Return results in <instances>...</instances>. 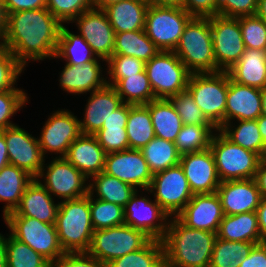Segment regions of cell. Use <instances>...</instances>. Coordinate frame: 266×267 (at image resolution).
<instances>
[{
    "mask_svg": "<svg viewBox=\"0 0 266 267\" xmlns=\"http://www.w3.org/2000/svg\"><path fill=\"white\" fill-rule=\"evenodd\" d=\"M254 180L262 197H266V156L261 158Z\"/></svg>",
    "mask_w": 266,
    "mask_h": 267,
    "instance_id": "680465c9",
    "label": "cell"
},
{
    "mask_svg": "<svg viewBox=\"0 0 266 267\" xmlns=\"http://www.w3.org/2000/svg\"><path fill=\"white\" fill-rule=\"evenodd\" d=\"M216 72L227 71L236 64L246 47L243 42L239 17L214 15L209 17Z\"/></svg>",
    "mask_w": 266,
    "mask_h": 267,
    "instance_id": "4fadbf2b",
    "label": "cell"
},
{
    "mask_svg": "<svg viewBox=\"0 0 266 267\" xmlns=\"http://www.w3.org/2000/svg\"><path fill=\"white\" fill-rule=\"evenodd\" d=\"M55 58H61L67 64L82 66L95 60L97 56L80 34L71 33L62 24Z\"/></svg>",
    "mask_w": 266,
    "mask_h": 267,
    "instance_id": "e575fe53",
    "label": "cell"
},
{
    "mask_svg": "<svg viewBox=\"0 0 266 267\" xmlns=\"http://www.w3.org/2000/svg\"><path fill=\"white\" fill-rule=\"evenodd\" d=\"M256 243L216 238L209 267H239Z\"/></svg>",
    "mask_w": 266,
    "mask_h": 267,
    "instance_id": "f35d334b",
    "label": "cell"
},
{
    "mask_svg": "<svg viewBox=\"0 0 266 267\" xmlns=\"http://www.w3.org/2000/svg\"><path fill=\"white\" fill-rule=\"evenodd\" d=\"M49 163L48 165H43L36 179L51 196H57L64 201L77 199L89 194V182H87L89 179L65 157H55ZM41 178L44 179V184L40 180Z\"/></svg>",
    "mask_w": 266,
    "mask_h": 267,
    "instance_id": "8fae6325",
    "label": "cell"
},
{
    "mask_svg": "<svg viewBox=\"0 0 266 267\" xmlns=\"http://www.w3.org/2000/svg\"><path fill=\"white\" fill-rule=\"evenodd\" d=\"M164 258L161 240L152 239L145 247L116 258L104 267H158Z\"/></svg>",
    "mask_w": 266,
    "mask_h": 267,
    "instance_id": "ab89813d",
    "label": "cell"
},
{
    "mask_svg": "<svg viewBox=\"0 0 266 267\" xmlns=\"http://www.w3.org/2000/svg\"><path fill=\"white\" fill-rule=\"evenodd\" d=\"M258 226L261 235L262 243H266V197H262L259 206L257 207Z\"/></svg>",
    "mask_w": 266,
    "mask_h": 267,
    "instance_id": "91938a15",
    "label": "cell"
},
{
    "mask_svg": "<svg viewBox=\"0 0 266 267\" xmlns=\"http://www.w3.org/2000/svg\"><path fill=\"white\" fill-rule=\"evenodd\" d=\"M90 179L89 194L92 197H97V199L115 203L122 207L126 206L127 202L137 190L131 185L104 172L96 174Z\"/></svg>",
    "mask_w": 266,
    "mask_h": 267,
    "instance_id": "d6a6232c",
    "label": "cell"
},
{
    "mask_svg": "<svg viewBox=\"0 0 266 267\" xmlns=\"http://www.w3.org/2000/svg\"><path fill=\"white\" fill-rule=\"evenodd\" d=\"M181 7L192 17L209 18L218 15V0H183Z\"/></svg>",
    "mask_w": 266,
    "mask_h": 267,
    "instance_id": "db71d44e",
    "label": "cell"
},
{
    "mask_svg": "<svg viewBox=\"0 0 266 267\" xmlns=\"http://www.w3.org/2000/svg\"><path fill=\"white\" fill-rule=\"evenodd\" d=\"M80 35L90 45L93 53L107 61L113 55L115 32L103 9L91 8L76 17Z\"/></svg>",
    "mask_w": 266,
    "mask_h": 267,
    "instance_id": "ac0fdd59",
    "label": "cell"
},
{
    "mask_svg": "<svg viewBox=\"0 0 266 267\" xmlns=\"http://www.w3.org/2000/svg\"><path fill=\"white\" fill-rule=\"evenodd\" d=\"M84 109L83 121L80 119L81 133L94 135L103 126L105 120L122 104V98L117 94L115 88L106 85L90 93Z\"/></svg>",
    "mask_w": 266,
    "mask_h": 267,
    "instance_id": "603a6c76",
    "label": "cell"
},
{
    "mask_svg": "<svg viewBox=\"0 0 266 267\" xmlns=\"http://www.w3.org/2000/svg\"><path fill=\"white\" fill-rule=\"evenodd\" d=\"M209 148L221 182L255 177L261 160L257 153L232 143L219 130L213 134Z\"/></svg>",
    "mask_w": 266,
    "mask_h": 267,
    "instance_id": "8992f818",
    "label": "cell"
},
{
    "mask_svg": "<svg viewBox=\"0 0 266 267\" xmlns=\"http://www.w3.org/2000/svg\"><path fill=\"white\" fill-rule=\"evenodd\" d=\"M50 267H104L95 257L87 252L64 253Z\"/></svg>",
    "mask_w": 266,
    "mask_h": 267,
    "instance_id": "f5cc1de1",
    "label": "cell"
},
{
    "mask_svg": "<svg viewBox=\"0 0 266 267\" xmlns=\"http://www.w3.org/2000/svg\"><path fill=\"white\" fill-rule=\"evenodd\" d=\"M216 193L224 215L256 212L262 199L254 178L223 181Z\"/></svg>",
    "mask_w": 266,
    "mask_h": 267,
    "instance_id": "44dd1931",
    "label": "cell"
},
{
    "mask_svg": "<svg viewBox=\"0 0 266 267\" xmlns=\"http://www.w3.org/2000/svg\"><path fill=\"white\" fill-rule=\"evenodd\" d=\"M103 172L114 176L139 190H147L153 174L140 149L108 153L105 156Z\"/></svg>",
    "mask_w": 266,
    "mask_h": 267,
    "instance_id": "2e32d148",
    "label": "cell"
},
{
    "mask_svg": "<svg viewBox=\"0 0 266 267\" xmlns=\"http://www.w3.org/2000/svg\"><path fill=\"white\" fill-rule=\"evenodd\" d=\"M79 121L77 116L65 109L54 111L48 117L38 138L44 157L46 153L66 156L71 143L82 134Z\"/></svg>",
    "mask_w": 266,
    "mask_h": 267,
    "instance_id": "5bb4252c",
    "label": "cell"
},
{
    "mask_svg": "<svg viewBox=\"0 0 266 267\" xmlns=\"http://www.w3.org/2000/svg\"><path fill=\"white\" fill-rule=\"evenodd\" d=\"M262 112L261 89L241 85L228 75L225 124L237 120H257Z\"/></svg>",
    "mask_w": 266,
    "mask_h": 267,
    "instance_id": "7402d4cb",
    "label": "cell"
},
{
    "mask_svg": "<svg viewBox=\"0 0 266 267\" xmlns=\"http://www.w3.org/2000/svg\"><path fill=\"white\" fill-rule=\"evenodd\" d=\"M101 58L86 63L82 66L72 64H65L64 69L61 71L59 86L63 91L70 94H84L93 92L107 85L106 78L102 77L103 69L99 62Z\"/></svg>",
    "mask_w": 266,
    "mask_h": 267,
    "instance_id": "d4e9b609",
    "label": "cell"
},
{
    "mask_svg": "<svg viewBox=\"0 0 266 267\" xmlns=\"http://www.w3.org/2000/svg\"><path fill=\"white\" fill-rule=\"evenodd\" d=\"M187 90L206 118L219 130L225 124L227 71L191 74Z\"/></svg>",
    "mask_w": 266,
    "mask_h": 267,
    "instance_id": "5b68a950",
    "label": "cell"
},
{
    "mask_svg": "<svg viewBox=\"0 0 266 267\" xmlns=\"http://www.w3.org/2000/svg\"><path fill=\"white\" fill-rule=\"evenodd\" d=\"M2 218L14 238L27 244L50 263L65 253L60 245L55 224H48L25 216Z\"/></svg>",
    "mask_w": 266,
    "mask_h": 267,
    "instance_id": "ba28073f",
    "label": "cell"
},
{
    "mask_svg": "<svg viewBox=\"0 0 266 267\" xmlns=\"http://www.w3.org/2000/svg\"><path fill=\"white\" fill-rule=\"evenodd\" d=\"M6 236L0 233V267H6Z\"/></svg>",
    "mask_w": 266,
    "mask_h": 267,
    "instance_id": "be15d7a7",
    "label": "cell"
},
{
    "mask_svg": "<svg viewBox=\"0 0 266 267\" xmlns=\"http://www.w3.org/2000/svg\"><path fill=\"white\" fill-rule=\"evenodd\" d=\"M158 267H182V266H178L173 264L172 262H170L169 260H167L165 257L160 261L159 266Z\"/></svg>",
    "mask_w": 266,
    "mask_h": 267,
    "instance_id": "2644e50d",
    "label": "cell"
},
{
    "mask_svg": "<svg viewBox=\"0 0 266 267\" xmlns=\"http://www.w3.org/2000/svg\"><path fill=\"white\" fill-rule=\"evenodd\" d=\"M6 29V13L0 0V40L2 41Z\"/></svg>",
    "mask_w": 266,
    "mask_h": 267,
    "instance_id": "03108f58",
    "label": "cell"
},
{
    "mask_svg": "<svg viewBox=\"0 0 266 267\" xmlns=\"http://www.w3.org/2000/svg\"><path fill=\"white\" fill-rule=\"evenodd\" d=\"M24 70L10 50L0 44V92L14 89Z\"/></svg>",
    "mask_w": 266,
    "mask_h": 267,
    "instance_id": "c3c4849f",
    "label": "cell"
},
{
    "mask_svg": "<svg viewBox=\"0 0 266 267\" xmlns=\"http://www.w3.org/2000/svg\"><path fill=\"white\" fill-rule=\"evenodd\" d=\"M258 0H218V15L241 17L256 15Z\"/></svg>",
    "mask_w": 266,
    "mask_h": 267,
    "instance_id": "816d5d0a",
    "label": "cell"
},
{
    "mask_svg": "<svg viewBox=\"0 0 266 267\" xmlns=\"http://www.w3.org/2000/svg\"><path fill=\"white\" fill-rule=\"evenodd\" d=\"M10 164L8 159L7 144L3 132H0V171Z\"/></svg>",
    "mask_w": 266,
    "mask_h": 267,
    "instance_id": "94428289",
    "label": "cell"
},
{
    "mask_svg": "<svg viewBox=\"0 0 266 267\" xmlns=\"http://www.w3.org/2000/svg\"><path fill=\"white\" fill-rule=\"evenodd\" d=\"M146 191L154 194V200L170 217H176L193 197L180 164L154 174Z\"/></svg>",
    "mask_w": 266,
    "mask_h": 267,
    "instance_id": "7c38bea8",
    "label": "cell"
},
{
    "mask_svg": "<svg viewBox=\"0 0 266 267\" xmlns=\"http://www.w3.org/2000/svg\"><path fill=\"white\" fill-rule=\"evenodd\" d=\"M262 94V112L261 115L266 116V87L261 89Z\"/></svg>",
    "mask_w": 266,
    "mask_h": 267,
    "instance_id": "89a4df30",
    "label": "cell"
},
{
    "mask_svg": "<svg viewBox=\"0 0 266 267\" xmlns=\"http://www.w3.org/2000/svg\"><path fill=\"white\" fill-rule=\"evenodd\" d=\"M55 227L65 253L87 252L94 232L90 194L59 202Z\"/></svg>",
    "mask_w": 266,
    "mask_h": 267,
    "instance_id": "3957f363",
    "label": "cell"
},
{
    "mask_svg": "<svg viewBox=\"0 0 266 267\" xmlns=\"http://www.w3.org/2000/svg\"><path fill=\"white\" fill-rule=\"evenodd\" d=\"M107 84L115 88L126 104L146 105L156 99L145 70L128 78L108 79Z\"/></svg>",
    "mask_w": 266,
    "mask_h": 267,
    "instance_id": "836d02e7",
    "label": "cell"
},
{
    "mask_svg": "<svg viewBox=\"0 0 266 267\" xmlns=\"http://www.w3.org/2000/svg\"><path fill=\"white\" fill-rule=\"evenodd\" d=\"M152 119L155 136L175 142L183 124L170 99H154L146 104Z\"/></svg>",
    "mask_w": 266,
    "mask_h": 267,
    "instance_id": "4dcf8cb0",
    "label": "cell"
},
{
    "mask_svg": "<svg viewBox=\"0 0 266 267\" xmlns=\"http://www.w3.org/2000/svg\"><path fill=\"white\" fill-rule=\"evenodd\" d=\"M217 237L226 241L262 243L257 212L224 215Z\"/></svg>",
    "mask_w": 266,
    "mask_h": 267,
    "instance_id": "f1b7e54d",
    "label": "cell"
},
{
    "mask_svg": "<svg viewBox=\"0 0 266 267\" xmlns=\"http://www.w3.org/2000/svg\"><path fill=\"white\" fill-rule=\"evenodd\" d=\"M243 42L247 49L266 51V22L257 15L239 17Z\"/></svg>",
    "mask_w": 266,
    "mask_h": 267,
    "instance_id": "f6af8a7d",
    "label": "cell"
},
{
    "mask_svg": "<svg viewBox=\"0 0 266 267\" xmlns=\"http://www.w3.org/2000/svg\"><path fill=\"white\" fill-rule=\"evenodd\" d=\"M256 15L266 22V0H258Z\"/></svg>",
    "mask_w": 266,
    "mask_h": 267,
    "instance_id": "003e7915",
    "label": "cell"
},
{
    "mask_svg": "<svg viewBox=\"0 0 266 267\" xmlns=\"http://www.w3.org/2000/svg\"><path fill=\"white\" fill-rule=\"evenodd\" d=\"M217 130L215 126L183 125L174 144L181 155L202 151L209 148Z\"/></svg>",
    "mask_w": 266,
    "mask_h": 267,
    "instance_id": "60d3db41",
    "label": "cell"
},
{
    "mask_svg": "<svg viewBox=\"0 0 266 267\" xmlns=\"http://www.w3.org/2000/svg\"><path fill=\"white\" fill-rule=\"evenodd\" d=\"M239 267H266V243L256 244Z\"/></svg>",
    "mask_w": 266,
    "mask_h": 267,
    "instance_id": "9f6ffc18",
    "label": "cell"
},
{
    "mask_svg": "<svg viewBox=\"0 0 266 267\" xmlns=\"http://www.w3.org/2000/svg\"><path fill=\"white\" fill-rule=\"evenodd\" d=\"M93 6L98 9H104L106 6L110 4L117 3L121 0H92Z\"/></svg>",
    "mask_w": 266,
    "mask_h": 267,
    "instance_id": "a7ac6f4b",
    "label": "cell"
},
{
    "mask_svg": "<svg viewBox=\"0 0 266 267\" xmlns=\"http://www.w3.org/2000/svg\"><path fill=\"white\" fill-rule=\"evenodd\" d=\"M217 233L192 229L170 217L161 240L164 257L182 267H209Z\"/></svg>",
    "mask_w": 266,
    "mask_h": 267,
    "instance_id": "7a4b0ae2",
    "label": "cell"
},
{
    "mask_svg": "<svg viewBox=\"0 0 266 267\" xmlns=\"http://www.w3.org/2000/svg\"><path fill=\"white\" fill-rule=\"evenodd\" d=\"M27 93L19 88L0 92V132L15 124L10 118L28 103Z\"/></svg>",
    "mask_w": 266,
    "mask_h": 267,
    "instance_id": "bcb514c9",
    "label": "cell"
},
{
    "mask_svg": "<svg viewBox=\"0 0 266 267\" xmlns=\"http://www.w3.org/2000/svg\"><path fill=\"white\" fill-rule=\"evenodd\" d=\"M192 18L182 7L149 5L144 30L161 51H174Z\"/></svg>",
    "mask_w": 266,
    "mask_h": 267,
    "instance_id": "30bf717a",
    "label": "cell"
},
{
    "mask_svg": "<svg viewBox=\"0 0 266 267\" xmlns=\"http://www.w3.org/2000/svg\"><path fill=\"white\" fill-rule=\"evenodd\" d=\"M90 211L93 229H105L124 224V207L90 195Z\"/></svg>",
    "mask_w": 266,
    "mask_h": 267,
    "instance_id": "7bdbcfd3",
    "label": "cell"
},
{
    "mask_svg": "<svg viewBox=\"0 0 266 267\" xmlns=\"http://www.w3.org/2000/svg\"><path fill=\"white\" fill-rule=\"evenodd\" d=\"M6 237V267H50V262L10 233Z\"/></svg>",
    "mask_w": 266,
    "mask_h": 267,
    "instance_id": "b9f144b4",
    "label": "cell"
},
{
    "mask_svg": "<svg viewBox=\"0 0 266 267\" xmlns=\"http://www.w3.org/2000/svg\"><path fill=\"white\" fill-rule=\"evenodd\" d=\"M106 153L94 135L81 134L65 158L88 179L103 172Z\"/></svg>",
    "mask_w": 266,
    "mask_h": 267,
    "instance_id": "484cf974",
    "label": "cell"
},
{
    "mask_svg": "<svg viewBox=\"0 0 266 267\" xmlns=\"http://www.w3.org/2000/svg\"><path fill=\"white\" fill-rule=\"evenodd\" d=\"M257 123H258L259 132L261 133V136L264 142V146L266 147V116L261 115L257 119Z\"/></svg>",
    "mask_w": 266,
    "mask_h": 267,
    "instance_id": "e7e4bbea",
    "label": "cell"
},
{
    "mask_svg": "<svg viewBox=\"0 0 266 267\" xmlns=\"http://www.w3.org/2000/svg\"><path fill=\"white\" fill-rule=\"evenodd\" d=\"M136 190L124 207V224L145 232L150 238L162 240L169 215L154 200L138 195Z\"/></svg>",
    "mask_w": 266,
    "mask_h": 267,
    "instance_id": "9a60e30c",
    "label": "cell"
},
{
    "mask_svg": "<svg viewBox=\"0 0 266 267\" xmlns=\"http://www.w3.org/2000/svg\"><path fill=\"white\" fill-rule=\"evenodd\" d=\"M140 151L153 175L179 164L181 158L174 142L156 136Z\"/></svg>",
    "mask_w": 266,
    "mask_h": 267,
    "instance_id": "74e56055",
    "label": "cell"
},
{
    "mask_svg": "<svg viewBox=\"0 0 266 267\" xmlns=\"http://www.w3.org/2000/svg\"><path fill=\"white\" fill-rule=\"evenodd\" d=\"M129 115V104L123 103L104 121L102 128H126Z\"/></svg>",
    "mask_w": 266,
    "mask_h": 267,
    "instance_id": "6f0895ef",
    "label": "cell"
},
{
    "mask_svg": "<svg viewBox=\"0 0 266 267\" xmlns=\"http://www.w3.org/2000/svg\"><path fill=\"white\" fill-rule=\"evenodd\" d=\"M145 71L156 99H170L187 90L191 75L173 51H160L145 63Z\"/></svg>",
    "mask_w": 266,
    "mask_h": 267,
    "instance_id": "9c48e42d",
    "label": "cell"
},
{
    "mask_svg": "<svg viewBox=\"0 0 266 267\" xmlns=\"http://www.w3.org/2000/svg\"><path fill=\"white\" fill-rule=\"evenodd\" d=\"M176 217L189 228L217 233L224 213L220 198L214 192L193 195Z\"/></svg>",
    "mask_w": 266,
    "mask_h": 267,
    "instance_id": "ffe728a7",
    "label": "cell"
},
{
    "mask_svg": "<svg viewBox=\"0 0 266 267\" xmlns=\"http://www.w3.org/2000/svg\"><path fill=\"white\" fill-rule=\"evenodd\" d=\"M148 7L147 0H121L103 10L114 32L120 33L144 29Z\"/></svg>",
    "mask_w": 266,
    "mask_h": 267,
    "instance_id": "4316f807",
    "label": "cell"
},
{
    "mask_svg": "<svg viewBox=\"0 0 266 267\" xmlns=\"http://www.w3.org/2000/svg\"><path fill=\"white\" fill-rule=\"evenodd\" d=\"M2 132L6 140L10 164L25 170L36 178L45 163L38 137L32 136L19 125L8 127Z\"/></svg>",
    "mask_w": 266,
    "mask_h": 267,
    "instance_id": "e0dca14e",
    "label": "cell"
},
{
    "mask_svg": "<svg viewBox=\"0 0 266 267\" xmlns=\"http://www.w3.org/2000/svg\"><path fill=\"white\" fill-rule=\"evenodd\" d=\"M92 0H47L46 8L62 23H71L83 12L93 8Z\"/></svg>",
    "mask_w": 266,
    "mask_h": 267,
    "instance_id": "7dc6e473",
    "label": "cell"
},
{
    "mask_svg": "<svg viewBox=\"0 0 266 267\" xmlns=\"http://www.w3.org/2000/svg\"><path fill=\"white\" fill-rule=\"evenodd\" d=\"M36 179L28 185L18 206L6 216H25L36 218L39 221L55 224L59 202Z\"/></svg>",
    "mask_w": 266,
    "mask_h": 267,
    "instance_id": "cb8c5ba5",
    "label": "cell"
},
{
    "mask_svg": "<svg viewBox=\"0 0 266 267\" xmlns=\"http://www.w3.org/2000/svg\"><path fill=\"white\" fill-rule=\"evenodd\" d=\"M227 73L238 84L263 89L266 87V51L246 48Z\"/></svg>",
    "mask_w": 266,
    "mask_h": 267,
    "instance_id": "83f0119b",
    "label": "cell"
},
{
    "mask_svg": "<svg viewBox=\"0 0 266 267\" xmlns=\"http://www.w3.org/2000/svg\"><path fill=\"white\" fill-rule=\"evenodd\" d=\"M34 180L25 170L8 164L0 171V201L5 202L3 217L18 206L24 191Z\"/></svg>",
    "mask_w": 266,
    "mask_h": 267,
    "instance_id": "f546056e",
    "label": "cell"
},
{
    "mask_svg": "<svg viewBox=\"0 0 266 267\" xmlns=\"http://www.w3.org/2000/svg\"><path fill=\"white\" fill-rule=\"evenodd\" d=\"M94 136L106 154L129 149L126 128H101Z\"/></svg>",
    "mask_w": 266,
    "mask_h": 267,
    "instance_id": "f907efd6",
    "label": "cell"
},
{
    "mask_svg": "<svg viewBox=\"0 0 266 267\" xmlns=\"http://www.w3.org/2000/svg\"><path fill=\"white\" fill-rule=\"evenodd\" d=\"M179 164L184 170L193 195L217 191L221 180L210 148L181 155Z\"/></svg>",
    "mask_w": 266,
    "mask_h": 267,
    "instance_id": "d6986e66",
    "label": "cell"
},
{
    "mask_svg": "<svg viewBox=\"0 0 266 267\" xmlns=\"http://www.w3.org/2000/svg\"><path fill=\"white\" fill-rule=\"evenodd\" d=\"M160 51L144 29L115 33L113 55L135 57L146 63Z\"/></svg>",
    "mask_w": 266,
    "mask_h": 267,
    "instance_id": "1f68e13d",
    "label": "cell"
},
{
    "mask_svg": "<svg viewBox=\"0 0 266 267\" xmlns=\"http://www.w3.org/2000/svg\"><path fill=\"white\" fill-rule=\"evenodd\" d=\"M6 14L17 11L45 8L47 0H1Z\"/></svg>",
    "mask_w": 266,
    "mask_h": 267,
    "instance_id": "11a10c76",
    "label": "cell"
},
{
    "mask_svg": "<svg viewBox=\"0 0 266 267\" xmlns=\"http://www.w3.org/2000/svg\"><path fill=\"white\" fill-rule=\"evenodd\" d=\"M173 52L191 74L216 72L209 18L193 17Z\"/></svg>",
    "mask_w": 266,
    "mask_h": 267,
    "instance_id": "277c9868",
    "label": "cell"
},
{
    "mask_svg": "<svg viewBox=\"0 0 266 267\" xmlns=\"http://www.w3.org/2000/svg\"><path fill=\"white\" fill-rule=\"evenodd\" d=\"M152 238L126 224L95 230L87 253L104 266L112 260L145 247Z\"/></svg>",
    "mask_w": 266,
    "mask_h": 267,
    "instance_id": "52a82bcc",
    "label": "cell"
},
{
    "mask_svg": "<svg viewBox=\"0 0 266 267\" xmlns=\"http://www.w3.org/2000/svg\"><path fill=\"white\" fill-rule=\"evenodd\" d=\"M107 76L110 79H123L145 70V62L135 57L112 55L107 61Z\"/></svg>",
    "mask_w": 266,
    "mask_h": 267,
    "instance_id": "681fc988",
    "label": "cell"
},
{
    "mask_svg": "<svg viewBox=\"0 0 266 267\" xmlns=\"http://www.w3.org/2000/svg\"><path fill=\"white\" fill-rule=\"evenodd\" d=\"M224 124L219 131L232 143L240 145L244 149L257 153L261 158L266 156V147L258 129L257 120H237ZM236 126V127H235Z\"/></svg>",
    "mask_w": 266,
    "mask_h": 267,
    "instance_id": "d590c367",
    "label": "cell"
},
{
    "mask_svg": "<svg viewBox=\"0 0 266 267\" xmlns=\"http://www.w3.org/2000/svg\"><path fill=\"white\" fill-rule=\"evenodd\" d=\"M149 5L181 7L183 0H147Z\"/></svg>",
    "mask_w": 266,
    "mask_h": 267,
    "instance_id": "6125c7cd",
    "label": "cell"
},
{
    "mask_svg": "<svg viewBox=\"0 0 266 267\" xmlns=\"http://www.w3.org/2000/svg\"><path fill=\"white\" fill-rule=\"evenodd\" d=\"M62 23L45 7L6 14L0 44L25 68L28 61L55 57Z\"/></svg>",
    "mask_w": 266,
    "mask_h": 267,
    "instance_id": "6da1fadb",
    "label": "cell"
},
{
    "mask_svg": "<svg viewBox=\"0 0 266 267\" xmlns=\"http://www.w3.org/2000/svg\"><path fill=\"white\" fill-rule=\"evenodd\" d=\"M183 125L214 126L195 103L188 90L170 98Z\"/></svg>",
    "mask_w": 266,
    "mask_h": 267,
    "instance_id": "ee69618b",
    "label": "cell"
},
{
    "mask_svg": "<svg viewBox=\"0 0 266 267\" xmlns=\"http://www.w3.org/2000/svg\"><path fill=\"white\" fill-rule=\"evenodd\" d=\"M126 132L130 149H141L155 137L151 115L146 105L129 104Z\"/></svg>",
    "mask_w": 266,
    "mask_h": 267,
    "instance_id": "8d00e7d4",
    "label": "cell"
}]
</instances>
